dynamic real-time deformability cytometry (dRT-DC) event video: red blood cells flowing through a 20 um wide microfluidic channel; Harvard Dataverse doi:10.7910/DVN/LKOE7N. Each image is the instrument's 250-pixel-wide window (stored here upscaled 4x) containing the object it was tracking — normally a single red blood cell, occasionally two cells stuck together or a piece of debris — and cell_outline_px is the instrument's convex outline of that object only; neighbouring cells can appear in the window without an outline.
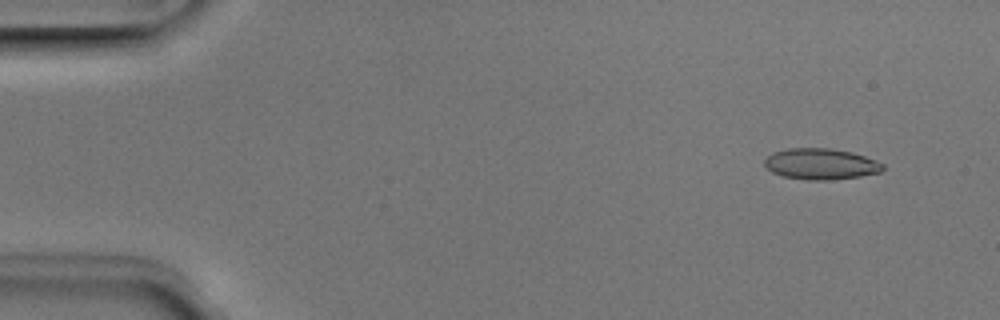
{"species": "Egyptian fruit bat (a non-hibernating species)", "species_latin": "Rousettus aegyptiacus", "temperature_condition": "room temperature", "stored_images_in_passage": 3, "camera_frame_rate_fps": 3000, "um_per_image_px": 0.085, "animal": {"sex": "male"}, "frame": {"image": 1, "passage_image": 1, "time_ms": 0.0, "image_size_px": [1000, 320], "cell_outline_px": [[884, 168], [880, 172], [860, 176], [828, 180], [808, 180], [784, 176], [772, 172], [764, 164], [764, 160], [772, 152], [788, 148], [832, 148], [852, 152], [876, 160], [884, 164]], "centroid_in_image_um": [69.77, 13.93], "position_along_channel_um": 15.2, "area_um2": 21.39}}
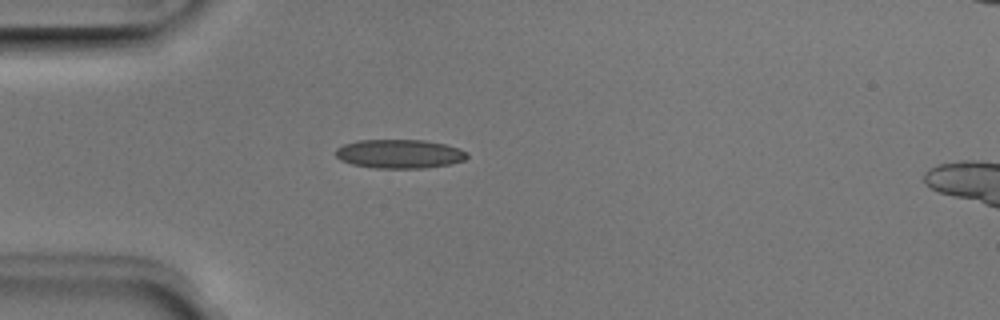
{"frame": {"image": 2, "passage_image": 3, "time_ms": 0.667, "image_size_px": [1000, 320], "cell_outline_px": [[468, 156], [464, 160], [448, 164], [424, 168], [376, 168], [352, 164], [340, 160], [336, 156], [336, 148], [344, 144], [360, 140], [424, 140], [444, 144], [460, 148], [468, 152]], "centroid_in_image_um": [33.96, 13.07], "position_along_channel_um": 51.0, "area_um2": 22.08}}